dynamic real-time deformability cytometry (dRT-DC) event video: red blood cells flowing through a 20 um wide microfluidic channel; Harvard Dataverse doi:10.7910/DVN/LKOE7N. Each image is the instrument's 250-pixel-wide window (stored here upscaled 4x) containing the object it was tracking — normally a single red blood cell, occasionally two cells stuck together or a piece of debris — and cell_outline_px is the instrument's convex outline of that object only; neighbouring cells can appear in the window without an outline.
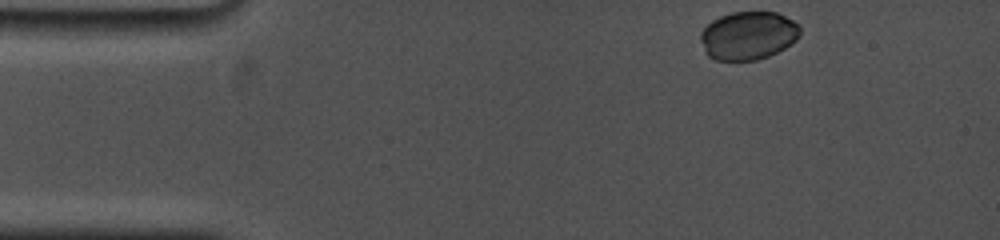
{"species": "common noctule bat (a hibernating species)", "species_latin": "Nyctalus noctula", "temperature_condition": "cold", "stored_images_in_passage": 28, "camera_frame_rate_fps": 5000, "um_per_image_px": 0.085, "animal": {"sex": "female", "body_mass_g": 19.0, "forearm_length_mm": 53.3}, "frame": {"image": 1, "passage_image": 1, "time_ms": 0.0, "image_size_px": [1000, 240], "cell_outline_px": [[800, 36], [792, 44], [768, 56], [756, 60], [716, 60], [708, 56], [704, 52], [700, 40], [700, 32], [712, 20], [720, 16], [732, 12], [776, 12], [800, 24]], "centroid_in_image_um": [63.59, 3.02], "position_along_channel_um": 21.4, "area_um2": 28.15}}
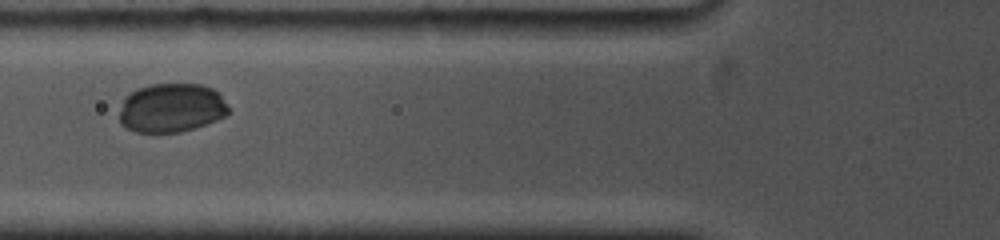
{"frame": {"image": 2, "passage_image": 10, "time_ms": 4.4, "image_size_px": [1000, 240], "cell_outline_px": [[228, 112], [224, 116], [216, 120], [180, 132], [136, 132], [120, 124], [120, 112], [124, 96], [140, 88], [152, 84], [200, 84], [212, 88], [220, 96], [228, 108]], "centroid_in_image_um": [14.54, 9.17], "position_along_channel_um": 111.3, "area_um2": 30.75}}
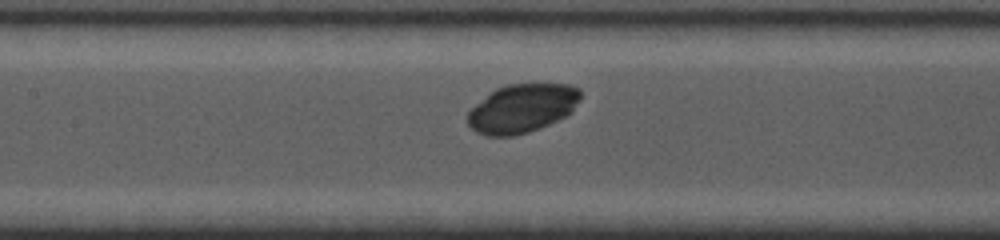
{"frame": {"image": 3, "passage_image": 13, "time_ms": 5.8, "image_size_px": [1000, 240], "cell_outline_px": [[580, 100], [572, 112], [548, 124], [528, 132], [516, 136], [484, 136], [476, 132], [468, 124], [468, 112], [488, 92], [496, 88], [508, 84], [568, 84], [580, 88]], "centroid_in_image_um": [44.37, 9.2], "position_along_channel_um": 163.0, "area_um2": 32.02}}